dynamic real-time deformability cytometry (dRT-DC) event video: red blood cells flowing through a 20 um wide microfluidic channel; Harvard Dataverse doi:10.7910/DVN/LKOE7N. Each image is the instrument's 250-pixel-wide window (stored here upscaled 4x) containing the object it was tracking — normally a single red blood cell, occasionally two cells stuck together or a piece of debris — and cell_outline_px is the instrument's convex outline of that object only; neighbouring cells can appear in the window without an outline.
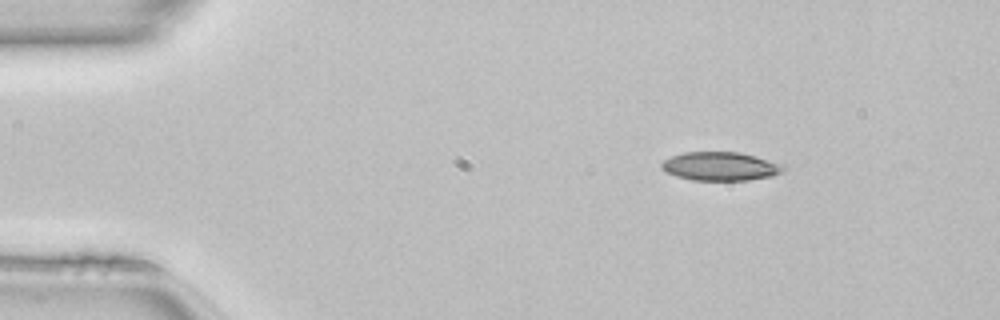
{"species": "common noctule bat (a hibernating species)", "species_latin": "Nyctalus noctula", "temperature_condition": "room temperature", "stored_images_in_passage": 47, "camera_frame_rate_fps": 3000, "um_per_image_px": 0.085, "animal": {"sex": "female", "body_mass_g": 22.7, "forearm_length_mm": 54.2}, "frame": {"image": 1, "passage_image": 5, "time_ms": 1.333, "image_size_px": [1000, 320], "cell_outline_px": [[788, 168], [772, 176], [748, 180], [692, 180], [676, 176], [660, 168], [660, 164], [664, 160], [672, 156], [684, 152], [740, 152], [756, 156], [784, 164]], "centroid_in_image_um": [61.26, 14.13], "position_along_channel_um": 23.7, "area_um2": 20.4}}
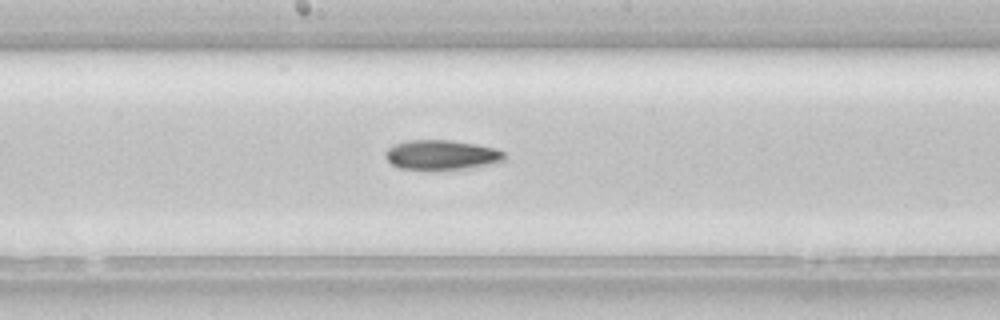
{"frame": {"image": 2, "passage_image": 24, "time_ms": 7.667, "image_size_px": [1000, 320], "cell_outline_px": [[504, 160], [492, 164], [464, 168], [400, 168], [392, 164], [384, 156], [384, 152], [388, 148], [396, 144], [408, 140], [452, 140], [476, 144], [496, 148], [504, 152]], "centroid_in_image_um": [37.54, 13.14], "position_along_channel_um": 210.7, "area_um2": 20.17}}
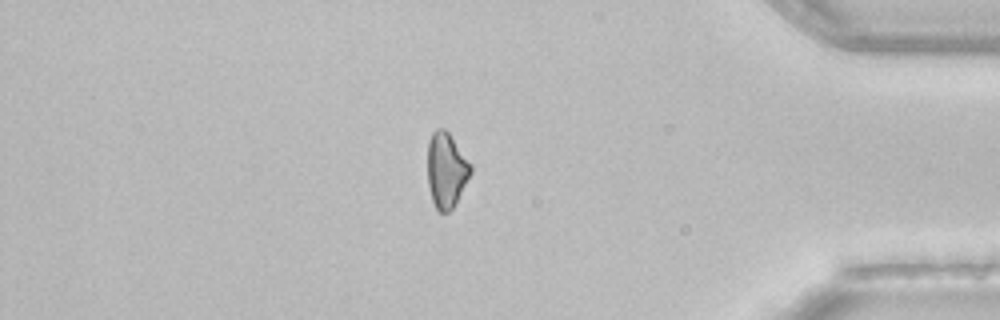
{"frame": {"image": 3, "passage_image": 40, "time_ms": 13.0, "image_size_px": [1000, 320], "cell_outline_px": [[472, 172], [452, 208], [448, 212], [440, 212], [436, 208], [432, 200], [428, 188], [428, 140], [432, 132], [436, 128], [444, 128], [448, 132], [472, 164]], "centroid_in_image_um": [37.93, 14.43], "position_along_channel_um": 397.3, "area_um2": 18.84}}